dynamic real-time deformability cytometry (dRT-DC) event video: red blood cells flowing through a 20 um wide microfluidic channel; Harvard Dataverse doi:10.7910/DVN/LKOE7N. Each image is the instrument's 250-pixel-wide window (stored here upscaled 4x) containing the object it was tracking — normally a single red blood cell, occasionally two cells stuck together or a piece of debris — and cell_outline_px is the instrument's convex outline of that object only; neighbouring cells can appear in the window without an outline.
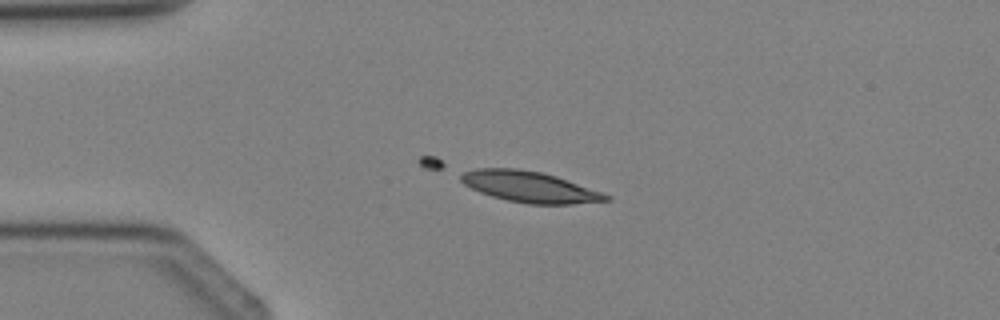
{"species": "Egyptian fruit bat (a non-hibernating species)", "species_latin": "Rousettus aegyptiacus", "temperature_condition": "cold", "stored_images_in_passage": 3, "camera_frame_rate_fps": 3000, "um_per_image_px": 0.085, "animal": {"sex": "female"}, "frame": {"image": 1, "passage_image": 3, "time_ms": 2.333, "image_size_px": [1000, 320], "cell_outline_px": [[612, 200], [572, 204], [528, 204], [508, 200], [492, 196], [480, 192], [464, 184], [460, 180], [460, 176], [464, 172], [476, 168], [516, 168], [540, 172], [556, 176], [612, 196]], "centroid_in_image_um": [45.02, 15.88], "position_along_channel_um": 40.0, "area_um2": 25.95}}